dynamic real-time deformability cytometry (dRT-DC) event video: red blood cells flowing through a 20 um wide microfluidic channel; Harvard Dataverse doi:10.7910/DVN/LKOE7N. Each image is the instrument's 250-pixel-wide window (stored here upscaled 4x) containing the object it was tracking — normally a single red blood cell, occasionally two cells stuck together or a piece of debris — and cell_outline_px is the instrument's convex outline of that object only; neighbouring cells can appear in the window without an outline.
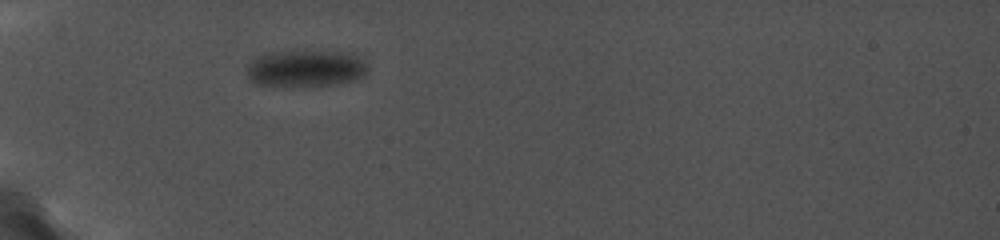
{"species": "common noctule bat (a hibernating species)", "species_latin": "Nyctalus noctula", "temperature_condition": "cold", "stored_images_in_passage": 9, "camera_frame_rate_fps": 5000, "um_per_image_px": 0.085, "animal": {"sex": "female", "body_mass_g": 19.0, "forearm_length_mm": 56.7}, "frame": {"image": 1, "passage_image": 1, "time_ms": 0.0, "image_size_px": [1000, 240], "cell_outline_px": [[368, 72], [364, 76], [356, 80], [332, 84], [260, 84], [252, 80], [248, 76], [248, 68], [260, 56], [268, 52], [340, 52], [360, 56], [364, 60], [368, 68]], "centroid_in_image_um": [26.1, 5.79], "position_along_channel_um": 58.9, "area_um2": 24.68}}
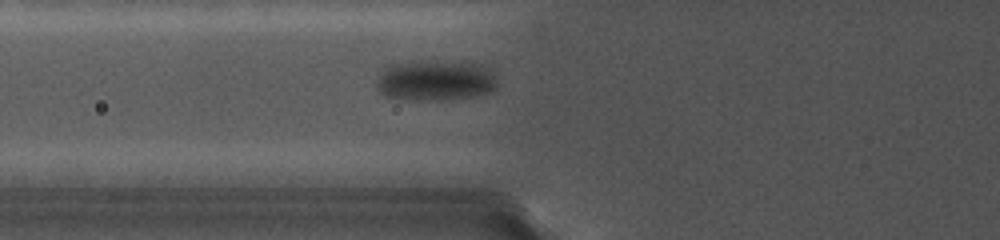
{"frame": {"image": 2, "passage_image": 9, "time_ms": 1.4, "image_size_px": [1000, 240], "cell_outline_px": [[492, 88], [484, 92], [468, 96], [388, 96], [380, 92], [376, 88], [376, 84], [380, 68], [388, 64], [412, 60], [444, 60], [480, 64], [488, 72], [492, 80]], "centroid_in_image_um": [36.81, 6.7], "position_along_channel_um": 89.0, "area_um2": 26.7}}